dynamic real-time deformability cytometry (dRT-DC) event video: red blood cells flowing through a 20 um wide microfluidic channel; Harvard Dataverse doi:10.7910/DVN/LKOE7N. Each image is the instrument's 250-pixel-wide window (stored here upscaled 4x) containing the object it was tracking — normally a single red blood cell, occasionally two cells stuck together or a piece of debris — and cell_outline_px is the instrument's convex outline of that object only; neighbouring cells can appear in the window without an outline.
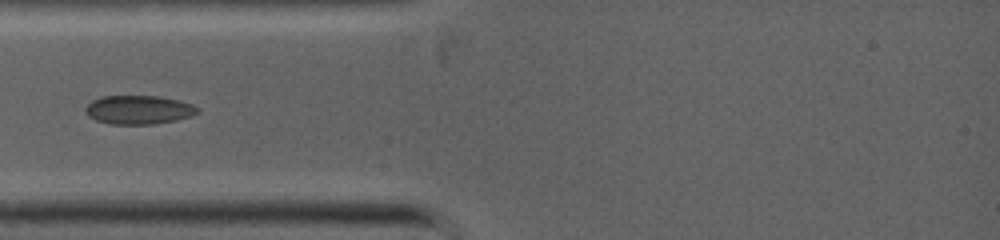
{"species": "common noctule bat (a hibernating species)", "species_latin": "Nyctalus noctula", "temperature_condition": "warm", "stored_images_in_passage": 2, "camera_frame_rate_fps": 5000, "um_per_image_px": 0.085, "animal": {"sex": "female", "body_mass_g": 19.0, "forearm_length_mm": 53.3}, "frame": {"image": 1, "passage_image": 1, "time_ms": 0.0, "image_size_px": [1000, 240], "cell_outline_px": [[200, 112], [192, 116], [176, 120], [152, 124], [108, 124], [96, 120], [88, 116], [84, 112], [84, 108], [92, 100], [100, 96], [160, 96], [180, 100], [192, 104], [200, 108]], "centroid_in_image_um": [11.79, 9.33], "position_along_channel_um": 73.2, "area_um2": 19.07}}